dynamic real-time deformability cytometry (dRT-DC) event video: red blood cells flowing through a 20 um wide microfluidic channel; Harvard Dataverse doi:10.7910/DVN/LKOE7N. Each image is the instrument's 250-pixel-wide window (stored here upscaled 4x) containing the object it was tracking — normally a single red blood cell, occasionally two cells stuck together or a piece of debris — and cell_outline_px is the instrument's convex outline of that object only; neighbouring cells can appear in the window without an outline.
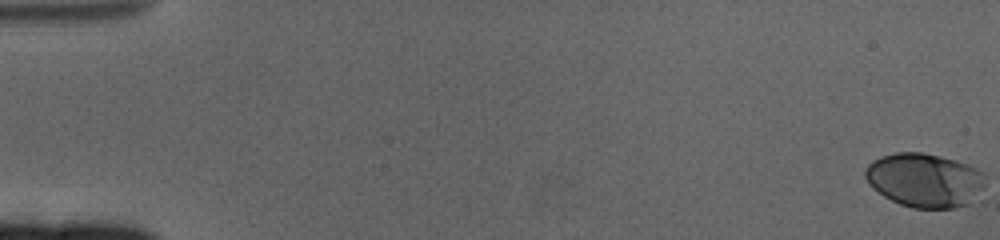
{"species": "human", "species_latin": "Homo sapiens", "temperature_condition": "cold", "stored_images_in_passage": 64, "camera_frame_rate_fps": 3000, "um_per_image_px": 0.085, "donor": {"sex": "female"}, "frame": {"image": 1, "passage_image": 1, "time_ms": 0.0, "image_size_px": [1000, 240], "cell_outline_px": [[984, 188], [968, 204], [952, 208], [912, 208], [900, 204], [884, 196], [872, 188], [868, 184], [864, 176], [864, 168], [872, 160], [880, 156], [896, 152], [920, 152], [940, 156], [956, 160], [968, 164], [984, 172]], "centroid_in_image_um": [78.56, 15.3], "position_along_channel_um": 6.4, "area_um2": 38.03}}
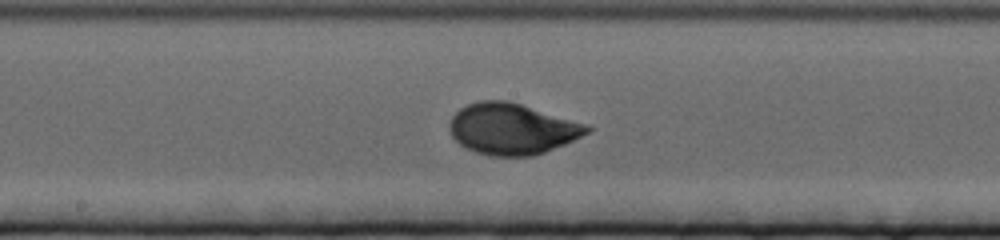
{"frame": {"image": 2, "passage_image": 35, "time_ms": 11.333, "image_size_px": [1000, 240], "cell_outline_px": [[592, 128], [588, 132], [564, 144], [544, 152], [532, 156], [488, 156], [464, 148], [452, 136], [448, 128], [448, 124], [452, 116], [460, 108], [468, 104], [480, 100], [508, 100], [588, 124]], "centroid_in_image_um": [43.49, 10.95], "position_along_channel_um": 204.7, "area_um2": 40.98}}
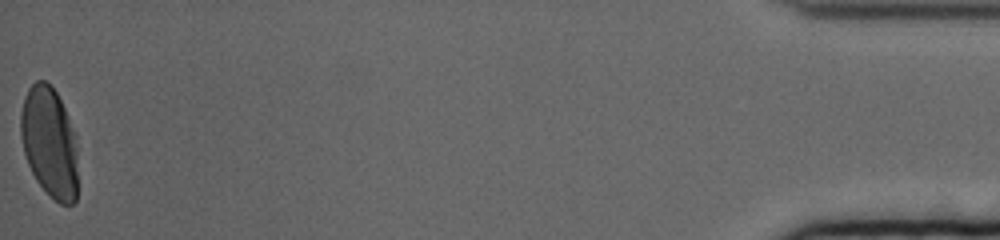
{"frame": {"image": 3, "passage_image": 64, "time_ms": 21.0, "image_size_px": [1000, 240], "cell_outline_px": [[76, 200], [72, 204], [60, 204], [36, 180], [28, 164], [24, 152], [20, 136], [20, 112], [24, 96], [28, 88], [36, 80], [44, 80], [56, 92], [68, 116], [76, 136]], "centroid_in_image_um": [4.18, 12.06], "position_along_channel_um": 431.0, "area_um2": 36.59}, "authors_computed_cell_mechanics": {"area_um2": 37.6856, "velocity_mm_per_s": 3.2639, "shape_relaxation_time_tau1_ms": 3.8573, "shape_relaxation_time_tau2_ms": null, "deformation_change_tau1": 0.1376, "deformation_change_tau2": null}}